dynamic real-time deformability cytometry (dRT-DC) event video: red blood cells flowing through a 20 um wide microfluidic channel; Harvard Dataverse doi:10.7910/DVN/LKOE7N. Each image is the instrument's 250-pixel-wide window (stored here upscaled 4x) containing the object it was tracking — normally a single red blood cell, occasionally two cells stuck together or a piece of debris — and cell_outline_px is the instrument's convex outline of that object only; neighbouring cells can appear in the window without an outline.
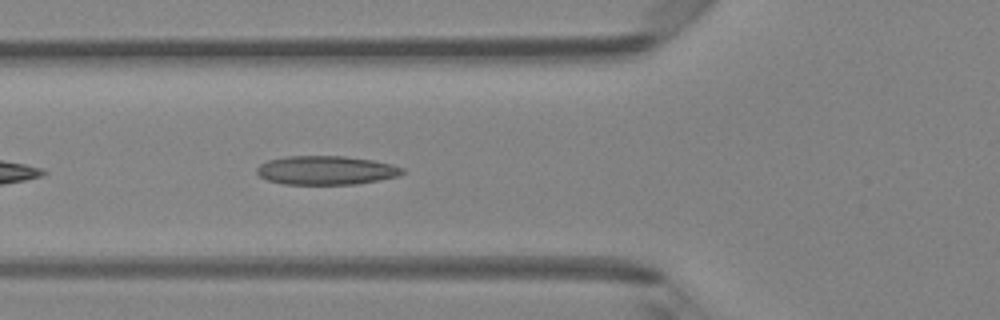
{"species": "Egyptian fruit bat (a non-hibernating species)", "species_latin": "Rousettus aegyptiacus", "temperature_condition": "room temperature", "stored_images_in_passage": 34, "camera_frame_rate_fps": 3000, "um_per_image_px": 0.085, "animal": {"sex": "female"}, "frame": {"image": 1, "passage_image": 5, "time_ms": 1.333, "image_size_px": [1000, 320], "cell_outline_px": [[404, 172], [400, 176], [356, 184], [284, 184], [268, 180], [260, 176], [256, 172], [256, 168], [260, 164], [268, 160], [288, 156], [344, 156], [372, 160], [392, 164], [404, 168]], "centroid_in_image_um": [27.73, 14.47], "position_along_channel_um": 98.1, "area_um2": 24.45}}
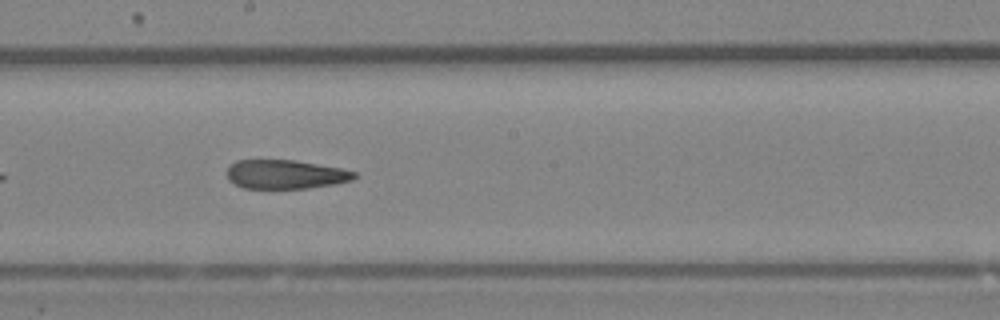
{"frame": {"image": 2, "passage_image": 14, "time_ms": 4.333, "image_size_px": [1000, 320], "cell_outline_px": [[356, 176], [352, 180], [336, 184], [308, 188], [244, 188], [228, 180], [228, 164], [236, 160], [296, 160], [340, 168], [356, 172]], "centroid_in_image_um": [24.26, 14.81], "position_along_channel_um": 223.9, "area_um2": 21.5}}
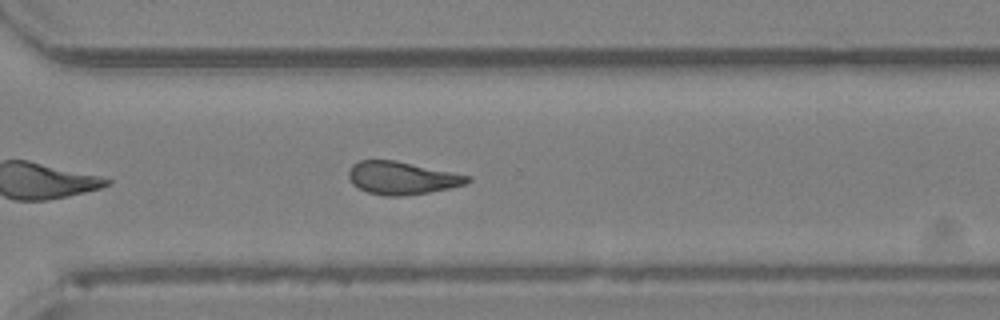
{"frame": {"image": 3, "passage_image": 22, "time_ms": 7.0, "image_size_px": [1000, 320], "cell_outline_px": [[472, 180], [464, 184], [448, 188], [428, 192], [404, 196], [384, 196], [368, 192], [352, 184], [348, 176], [348, 168], [352, 164], [360, 160], [396, 160], [472, 176]], "centroid_in_image_um": [34.14, 15.12], "position_along_channel_um": 336.5, "area_um2": 22.77}, "authors_computed_cell_mechanics": {"area_um2": 23.0044, "velocity_mm_per_s": 4.2033, "shape_relaxation_time_tau1_ms": null, "shape_relaxation_time_tau2_ms": 2.9516, "deformation_change_tau1": null, "deformation_change_tau2": 0.1066}}